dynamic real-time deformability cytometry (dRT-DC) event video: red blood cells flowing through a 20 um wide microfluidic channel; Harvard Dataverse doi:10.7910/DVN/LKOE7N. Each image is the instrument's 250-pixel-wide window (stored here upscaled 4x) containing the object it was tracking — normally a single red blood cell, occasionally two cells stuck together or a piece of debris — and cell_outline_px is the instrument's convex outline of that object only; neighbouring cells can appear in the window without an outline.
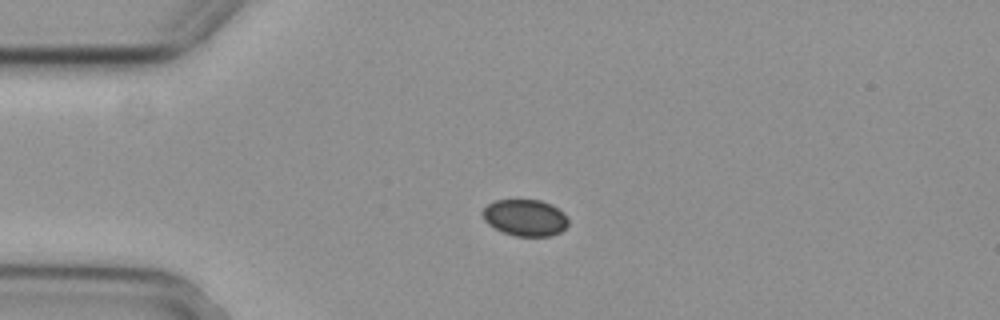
{"species": "common noctule bat (a hibernating species)", "species_latin": "Nyctalus noctula", "temperature_condition": "cold", "stored_images_in_passage": 4, "camera_frame_rate_fps": 3000, "um_per_image_px": 0.085, "animal": {"sex": "female", "body_mass_g": 29.2, "forearm_length_mm": 56.3}, "frame": {"image": 1, "passage_image": 3, "time_ms": 0.667, "image_size_px": [1000, 320], "cell_outline_px": [[568, 224], [560, 232], [552, 236], [516, 236], [504, 232], [488, 224], [484, 220], [480, 212], [488, 204], [496, 200], [540, 200], [552, 204], [564, 212], [568, 216]], "centroid_in_image_um": [44.65, 18.49], "position_along_channel_um": 40.3, "area_um2": 18.38}}